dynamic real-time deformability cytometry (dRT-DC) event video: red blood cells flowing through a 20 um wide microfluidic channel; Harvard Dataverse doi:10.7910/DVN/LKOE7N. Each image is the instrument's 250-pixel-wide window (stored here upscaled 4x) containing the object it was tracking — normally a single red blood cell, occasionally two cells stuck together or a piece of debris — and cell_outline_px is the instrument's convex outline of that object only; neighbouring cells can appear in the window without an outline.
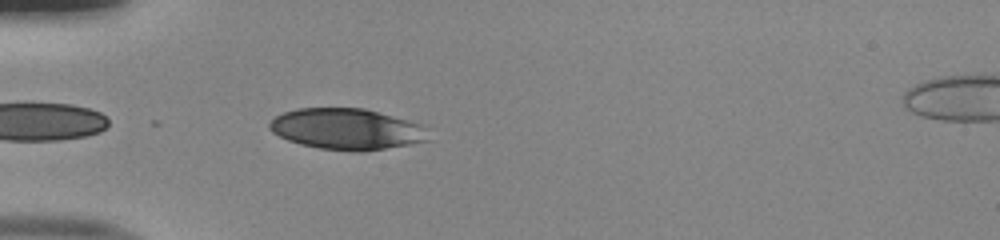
{"species": "human", "species_latin": "Homo sapiens", "temperature_condition": "room temperature", "stored_images_in_passage": 35, "camera_frame_rate_fps": 3000, "um_per_image_px": 0.085, "donor": {"sex": "male"}, "frame": {"image": 1, "passage_image": 2, "time_ms": 0.333, "image_size_px": [1000, 240], "cell_outline_px": [[428, 140], [408, 144], [364, 152], [356, 152], [320, 148], [300, 144], [288, 140], [272, 132], [268, 128], [268, 124], [276, 116], [284, 112], [296, 108], [364, 108], [420, 124], [424, 128]], "centroid_in_image_um": [29.41, 10.97], "position_along_channel_um": 55.6, "area_um2": 37.69}}
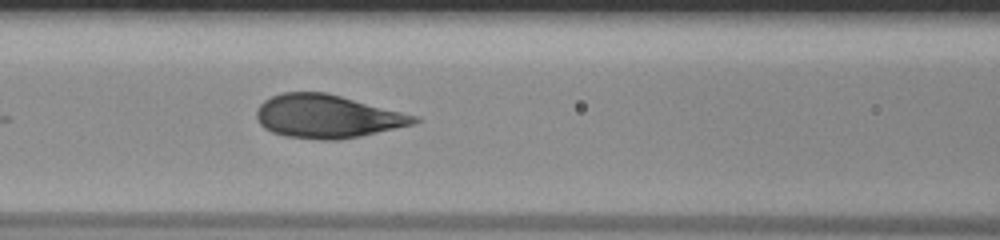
{"frame": {"image": 2, "passage_image": 9, "time_ms": 2.667, "image_size_px": [1000, 240], "cell_outline_px": [[420, 120], [412, 124], [360, 136], [340, 140], [320, 140], [284, 136], [272, 132], [264, 128], [260, 124], [256, 116], [256, 112], [260, 104], [264, 100], [272, 96], [284, 92], [324, 92], [420, 116]], "centroid_in_image_um": [27.79, 9.9], "position_along_channel_um": 138.8, "area_um2": 39.59}}
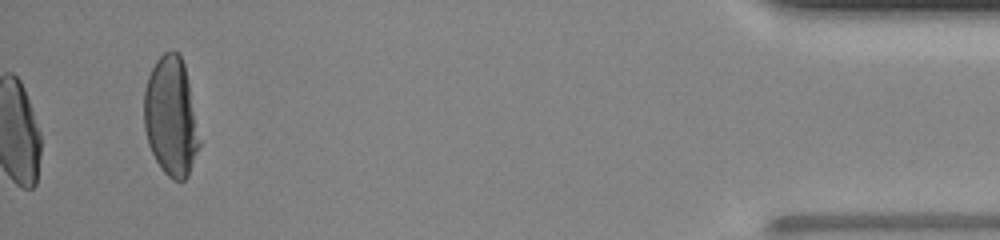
{"frame": {"image": 3, "passage_image": 35, "time_ms": 11.333, "image_size_px": [1000, 240], "cell_outline_px": [[200, 144], [188, 176], [184, 180], [172, 180], [160, 168], [148, 144], [144, 128], [144, 88], [148, 76], [156, 60], [164, 52], [172, 48], [180, 56], [184, 64], [200, 140]], "centroid_in_image_um": [14.51, 9.92], "position_along_channel_um": 420.7, "area_um2": 38.21}, "authors_computed_cell_mechanics": {"area_um2": 39.8242, "velocity_mm_per_s": 4.0258, "shape_relaxation_time_tau1_ms": 4.6321, "shape_relaxation_time_tau2_ms": null, "deformation_change_tau1": 0.2194, "deformation_change_tau2": null}}